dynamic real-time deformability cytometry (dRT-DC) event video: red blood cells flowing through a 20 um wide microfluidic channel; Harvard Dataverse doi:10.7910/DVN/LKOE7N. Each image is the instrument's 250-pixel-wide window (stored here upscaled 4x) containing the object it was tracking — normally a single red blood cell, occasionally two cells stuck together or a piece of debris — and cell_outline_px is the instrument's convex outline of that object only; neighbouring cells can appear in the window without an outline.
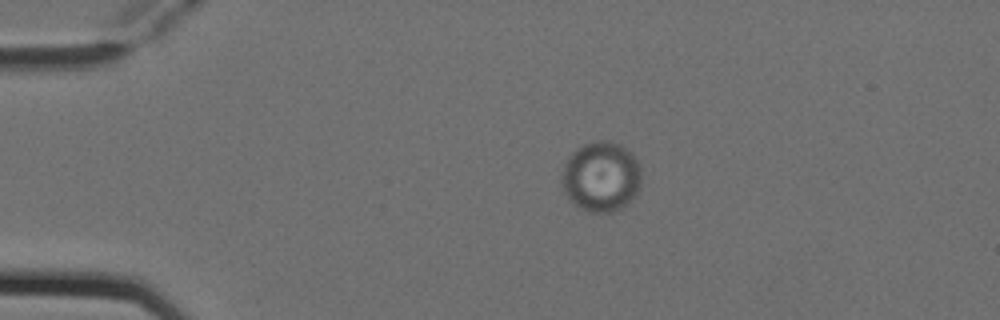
{"species": "Egyptian fruit bat (a non-hibernating species)", "species_latin": "Rousettus aegyptiacus", "temperature_condition": "cold", "stored_images_in_passage": 4, "camera_frame_rate_fps": 3000, "um_per_image_px": 0.085, "animal": {"sex": "female"}, "frame": {"image": 1, "passage_image": 4, "time_ms": 1.0, "image_size_px": [1000, 320], "cell_outline_px": [[640, 184], [636, 196], [624, 208], [612, 212], [588, 212], [572, 204], [564, 192], [560, 184], [560, 180], [564, 164], [568, 156], [576, 148], [584, 144], [596, 140], [604, 140], [620, 144], [640, 164]], "centroid_in_image_um": [51.06, 15.04], "position_along_channel_um": 33.9, "area_um2": 33.0}}